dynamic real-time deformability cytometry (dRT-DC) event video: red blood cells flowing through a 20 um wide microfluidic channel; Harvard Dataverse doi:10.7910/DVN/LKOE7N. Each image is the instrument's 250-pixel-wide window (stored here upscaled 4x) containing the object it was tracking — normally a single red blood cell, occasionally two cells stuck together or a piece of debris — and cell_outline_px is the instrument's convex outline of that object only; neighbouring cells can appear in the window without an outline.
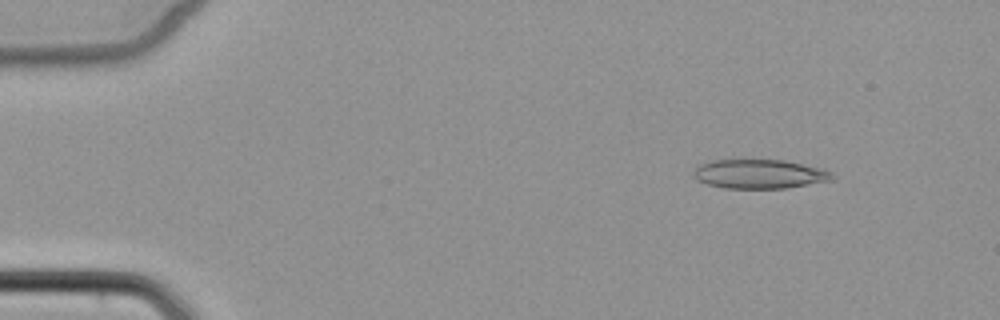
{"species": "common noctule bat (a hibernating species)", "species_latin": "Nyctalus noctula", "temperature_condition": "cold", "stored_images_in_passage": 7, "camera_frame_rate_fps": 3000, "um_per_image_px": 0.085, "animal": {"sex": "female", "body_mass_g": 22.7, "forearm_length_mm": 54.2}, "frame": {"image": 1, "passage_image": 1, "time_ms": 0.0, "image_size_px": [1000, 320], "cell_outline_px": [[836, 176], [832, 180], [788, 188], [724, 188], [708, 184], [696, 180], [692, 176], [692, 172], [700, 164], [712, 160], [784, 160], [820, 168], [832, 172]], "centroid_in_image_um": [64.54, 14.79], "position_along_channel_um": 20.5, "area_um2": 23.58}}
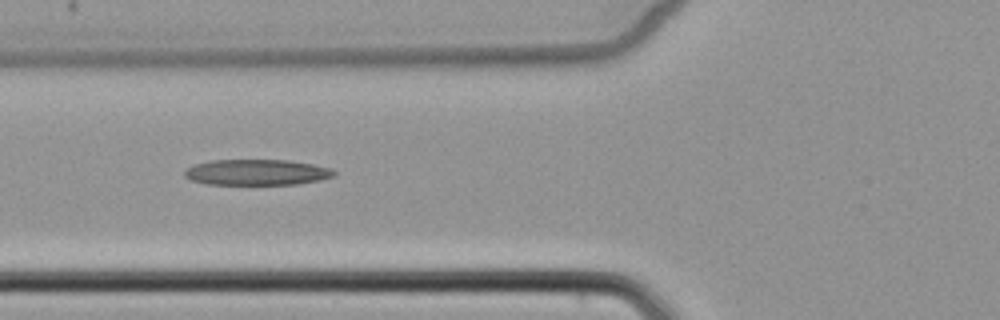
{"frame": {"image": 2, "passage_image": 5, "time_ms": 4.667, "image_size_px": [1000, 320], "cell_outline_px": [[336, 172], [332, 176], [320, 180], [296, 184], [208, 184], [192, 180], [184, 176], [184, 172], [192, 164], [212, 160], [288, 160], [312, 164], [328, 168]], "centroid_in_image_um": [21.79, 14.64], "position_along_channel_um": 104.0, "area_um2": 22.25}}
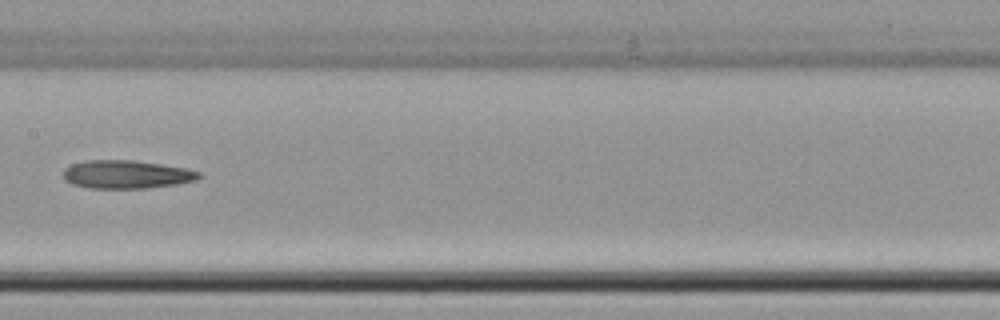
{"frame": {"image": 3, "passage_image": 7, "time_ms": 7.0, "image_size_px": [1000, 320], "cell_outline_px": [[204, 176], [196, 180], [176, 184], [148, 188], [88, 188], [72, 184], [64, 180], [64, 168], [72, 164], [88, 160], [132, 160], [160, 164], [184, 168], [200, 172]], "centroid_in_image_um": [10.75, 14.83], "position_along_channel_um": 196.7, "area_um2": 22.31}}